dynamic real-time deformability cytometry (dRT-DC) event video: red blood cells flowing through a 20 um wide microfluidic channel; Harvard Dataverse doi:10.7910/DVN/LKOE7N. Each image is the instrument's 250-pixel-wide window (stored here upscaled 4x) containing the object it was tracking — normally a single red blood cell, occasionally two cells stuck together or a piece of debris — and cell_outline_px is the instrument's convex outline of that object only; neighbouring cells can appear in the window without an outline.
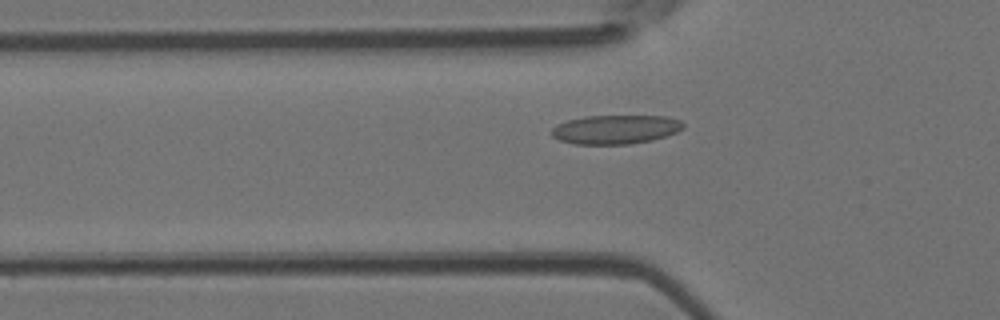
{"species": "Egyptian fruit bat (a non-hibernating species)", "species_latin": "Rousettus aegyptiacus", "temperature_condition": "room temperature", "stored_images_in_passage": 49, "camera_frame_rate_fps": 3000, "um_per_image_px": 0.085, "animal": {"sex": "female"}, "frame": {"image": 1, "passage_image": 14, "time_ms": 4.333, "image_size_px": [1000, 320], "cell_outline_px": [[684, 128], [676, 132], [652, 140], [632, 144], [572, 144], [560, 140], [552, 136], [552, 128], [556, 124], [568, 120], [584, 116], [664, 116], [680, 120], [684, 124]], "centroid_in_image_um": [52.3, 11.0], "position_along_channel_um": 73.5, "area_um2": 22.25}}
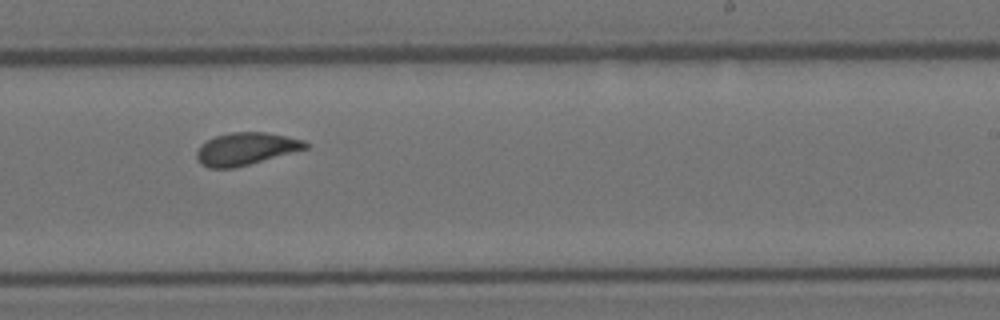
{"frame": {"image": 2, "passage_image": 29, "time_ms": 9.333, "image_size_px": [1000, 320], "cell_outline_px": [[308, 148], [236, 168], [208, 168], [200, 164], [196, 156], [196, 152], [200, 144], [216, 136], [232, 132], [264, 132], [304, 140], [308, 144]], "centroid_in_image_um": [20.86, 12.66], "position_along_channel_um": 268.1, "area_um2": 20.52}}
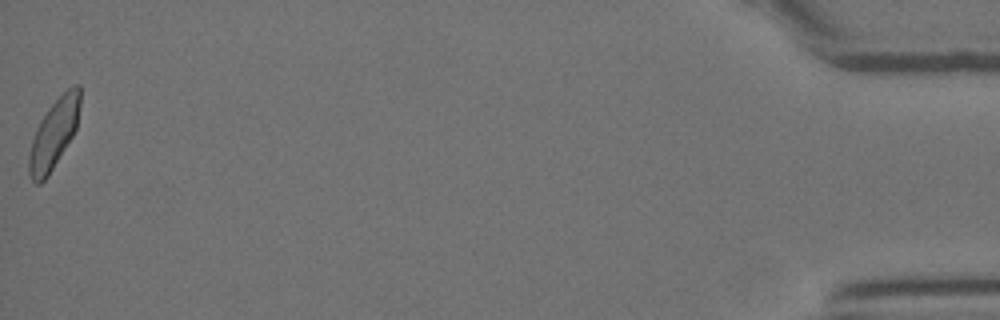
{"frame": {"image": 3, "passage_image": 49, "time_ms": 16.0, "image_size_px": [1000, 320], "cell_outline_px": [[80, 104], [76, 128], [72, 136], [48, 176], [40, 184], [36, 184], [32, 180], [28, 172], [28, 156], [32, 140], [36, 128], [40, 120], [48, 108], [72, 84], [80, 84]], "centroid_in_image_um": [4.57, 11.38], "position_along_channel_um": 430.6, "area_um2": 20.46}, "authors_computed_cell_mechanics": {"area_um2": 20.6924, "velocity_mm_per_s": 3.8977, "shape_relaxation_time_tau1_ms": 6.2457, "shape_relaxation_time_tau2_ms": 1.2463, "deformation_change_tau1": 0.1405, "deformation_change_tau2": 0.0646}}